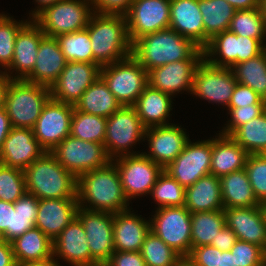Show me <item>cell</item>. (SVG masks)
<instances>
[{
    "label": "cell",
    "instance_id": "obj_20",
    "mask_svg": "<svg viewBox=\"0 0 266 266\" xmlns=\"http://www.w3.org/2000/svg\"><path fill=\"white\" fill-rule=\"evenodd\" d=\"M45 152L32 129L12 127L0 150V163L25 170Z\"/></svg>",
    "mask_w": 266,
    "mask_h": 266
},
{
    "label": "cell",
    "instance_id": "obj_8",
    "mask_svg": "<svg viewBox=\"0 0 266 266\" xmlns=\"http://www.w3.org/2000/svg\"><path fill=\"white\" fill-rule=\"evenodd\" d=\"M145 130L136 109L133 106H122L107 118L104 146L107 155L112 159L131 154L142 153L132 150L134 145L145 141Z\"/></svg>",
    "mask_w": 266,
    "mask_h": 266
},
{
    "label": "cell",
    "instance_id": "obj_48",
    "mask_svg": "<svg viewBox=\"0 0 266 266\" xmlns=\"http://www.w3.org/2000/svg\"><path fill=\"white\" fill-rule=\"evenodd\" d=\"M226 109L229 110L227 114L230 115L231 119L226 121L227 123L219 133L230 136L240 126L262 115L266 111V104H252L245 107Z\"/></svg>",
    "mask_w": 266,
    "mask_h": 266
},
{
    "label": "cell",
    "instance_id": "obj_24",
    "mask_svg": "<svg viewBox=\"0 0 266 266\" xmlns=\"http://www.w3.org/2000/svg\"><path fill=\"white\" fill-rule=\"evenodd\" d=\"M53 257L66 261L70 266H91L89 244L77 217L53 240Z\"/></svg>",
    "mask_w": 266,
    "mask_h": 266
},
{
    "label": "cell",
    "instance_id": "obj_60",
    "mask_svg": "<svg viewBox=\"0 0 266 266\" xmlns=\"http://www.w3.org/2000/svg\"><path fill=\"white\" fill-rule=\"evenodd\" d=\"M37 4V7L34 11L31 10L29 13L30 19H34L40 12H42L46 7H49L61 0H34Z\"/></svg>",
    "mask_w": 266,
    "mask_h": 266
},
{
    "label": "cell",
    "instance_id": "obj_68",
    "mask_svg": "<svg viewBox=\"0 0 266 266\" xmlns=\"http://www.w3.org/2000/svg\"><path fill=\"white\" fill-rule=\"evenodd\" d=\"M264 52L266 53V44L264 45Z\"/></svg>",
    "mask_w": 266,
    "mask_h": 266
},
{
    "label": "cell",
    "instance_id": "obj_15",
    "mask_svg": "<svg viewBox=\"0 0 266 266\" xmlns=\"http://www.w3.org/2000/svg\"><path fill=\"white\" fill-rule=\"evenodd\" d=\"M211 138L196 142L189 140L184 150L164 168V171L185 188L210 174Z\"/></svg>",
    "mask_w": 266,
    "mask_h": 266
},
{
    "label": "cell",
    "instance_id": "obj_2",
    "mask_svg": "<svg viewBox=\"0 0 266 266\" xmlns=\"http://www.w3.org/2000/svg\"><path fill=\"white\" fill-rule=\"evenodd\" d=\"M132 56L150 70L181 60H203V49L171 28L147 34L132 44Z\"/></svg>",
    "mask_w": 266,
    "mask_h": 266
},
{
    "label": "cell",
    "instance_id": "obj_36",
    "mask_svg": "<svg viewBox=\"0 0 266 266\" xmlns=\"http://www.w3.org/2000/svg\"><path fill=\"white\" fill-rule=\"evenodd\" d=\"M225 225L224 210L191 213L192 248L211 244Z\"/></svg>",
    "mask_w": 266,
    "mask_h": 266
},
{
    "label": "cell",
    "instance_id": "obj_57",
    "mask_svg": "<svg viewBox=\"0 0 266 266\" xmlns=\"http://www.w3.org/2000/svg\"><path fill=\"white\" fill-rule=\"evenodd\" d=\"M11 129L12 125L5 108L0 109V150Z\"/></svg>",
    "mask_w": 266,
    "mask_h": 266
},
{
    "label": "cell",
    "instance_id": "obj_29",
    "mask_svg": "<svg viewBox=\"0 0 266 266\" xmlns=\"http://www.w3.org/2000/svg\"><path fill=\"white\" fill-rule=\"evenodd\" d=\"M249 154L231 137L216 133L212 138L210 174L221 177L245 168Z\"/></svg>",
    "mask_w": 266,
    "mask_h": 266
},
{
    "label": "cell",
    "instance_id": "obj_9",
    "mask_svg": "<svg viewBox=\"0 0 266 266\" xmlns=\"http://www.w3.org/2000/svg\"><path fill=\"white\" fill-rule=\"evenodd\" d=\"M55 159L76 179L111 161L104 144L67 136L51 152Z\"/></svg>",
    "mask_w": 266,
    "mask_h": 266
},
{
    "label": "cell",
    "instance_id": "obj_17",
    "mask_svg": "<svg viewBox=\"0 0 266 266\" xmlns=\"http://www.w3.org/2000/svg\"><path fill=\"white\" fill-rule=\"evenodd\" d=\"M125 16L128 37L133 44L147 34L169 28L170 0H133Z\"/></svg>",
    "mask_w": 266,
    "mask_h": 266
},
{
    "label": "cell",
    "instance_id": "obj_42",
    "mask_svg": "<svg viewBox=\"0 0 266 266\" xmlns=\"http://www.w3.org/2000/svg\"><path fill=\"white\" fill-rule=\"evenodd\" d=\"M186 188L180 185L164 170L159 175L151 190V197L156 202L157 209L185 205Z\"/></svg>",
    "mask_w": 266,
    "mask_h": 266
},
{
    "label": "cell",
    "instance_id": "obj_5",
    "mask_svg": "<svg viewBox=\"0 0 266 266\" xmlns=\"http://www.w3.org/2000/svg\"><path fill=\"white\" fill-rule=\"evenodd\" d=\"M50 97V88L46 86L12 79L5 102L12 127L32 129Z\"/></svg>",
    "mask_w": 266,
    "mask_h": 266
},
{
    "label": "cell",
    "instance_id": "obj_7",
    "mask_svg": "<svg viewBox=\"0 0 266 266\" xmlns=\"http://www.w3.org/2000/svg\"><path fill=\"white\" fill-rule=\"evenodd\" d=\"M100 76L122 106H133L148 85V72L132 55L101 66Z\"/></svg>",
    "mask_w": 266,
    "mask_h": 266
},
{
    "label": "cell",
    "instance_id": "obj_39",
    "mask_svg": "<svg viewBox=\"0 0 266 266\" xmlns=\"http://www.w3.org/2000/svg\"><path fill=\"white\" fill-rule=\"evenodd\" d=\"M236 35L257 39L266 44V21L261 8L236 10L228 29Z\"/></svg>",
    "mask_w": 266,
    "mask_h": 266
},
{
    "label": "cell",
    "instance_id": "obj_67",
    "mask_svg": "<svg viewBox=\"0 0 266 266\" xmlns=\"http://www.w3.org/2000/svg\"><path fill=\"white\" fill-rule=\"evenodd\" d=\"M263 208H264L265 215H266V202L263 204Z\"/></svg>",
    "mask_w": 266,
    "mask_h": 266
},
{
    "label": "cell",
    "instance_id": "obj_43",
    "mask_svg": "<svg viewBox=\"0 0 266 266\" xmlns=\"http://www.w3.org/2000/svg\"><path fill=\"white\" fill-rule=\"evenodd\" d=\"M140 253L146 266H174L181 257L152 231L145 237Z\"/></svg>",
    "mask_w": 266,
    "mask_h": 266
},
{
    "label": "cell",
    "instance_id": "obj_47",
    "mask_svg": "<svg viewBox=\"0 0 266 266\" xmlns=\"http://www.w3.org/2000/svg\"><path fill=\"white\" fill-rule=\"evenodd\" d=\"M245 171L257 200L266 202V154H249Z\"/></svg>",
    "mask_w": 266,
    "mask_h": 266
},
{
    "label": "cell",
    "instance_id": "obj_18",
    "mask_svg": "<svg viewBox=\"0 0 266 266\" xmlns=\"http://www.w3.org/2000/svg\"><path fill=\"white\" fill-rule=\"evenodd\" d=\"M100 71L99 64L67 62L57 81L50 87L51 98L75 105L81 95L98 79Z\"/></svg>",
    "mask_w": 266,
    "mask_h": 266
},
{
    "label": "cell",
    "instance_id": "obj_45",
    "mask_svg": "<svg viewBox=\"0 0 266 266\" xmlns=\"http://www.w3.org/2000/svg\"><path fill=\"white\" fill-rule=\"evenodd\" d=\"M25 193L24 170L0 163V200L15 203Z\"/></svg>",
    "mask_w": 266,
    "mask_h": 266
},
{
    "label": "cell",
    "instance_id": "obj_25",
    "mask_svg": "<svg viewBox=\"0 0 266 266\" xmlns=\"http://www.w3.org/2000/svg\"><path fill=\"white\" fill-rule=\"evenodd\" d=\"M67 60L55 37L44 36L39 44L32 72L25 81L50 88L65 68Z\"/></svg>",
    "mask_w": 266,
    "mask_h": 266
},
{
    "label": "cell",
    "instance_id": "obj_41",
    "mask_svg": "<svg viewBox=\"0 0 266 266\" xmlns=\"http://www.w3.org/2000/svg\"><path fill=\"white\" fill-rule=\"evenodd\" d=\"M67 62L93 63L91 40L86 29L56 37Z\"/></svg>",
    "mask_w": 266,
    "mask_h": 266
},
{
    "label": "cell",
    "instance_id": "obj_49",
    "mask_svg": "<svg viewBox=\"0 0 266 266\" xmlns=\"http://www.w3.org/2000/svg\"><path fill=\"white\" fill-rule=\"evenodd\" d=\"M234 255L235 266H262L265 261V250L253 243L237 240L230 249Z\"/></svg>",
    "mask_w": 266,
    "mask_h": 266
},
{
    "label": "cell",
    "instance_id": "obj_54",
    "mask_svg": "<svg viewBox=\"0 0 266 266\" xmlns=\"http://www.w3.org/2000/svg\"><path fill=\"white\" fill-rule=\"evenodd\" d=\"M12 211L14 203L0 200V230L8 242L12 241Z\"/></svg>",
    "mask_w": 266,
    "mask_h": 266
},
{
    "label": "cell",
    "instance_id": "obj_44",
    "mask_svg": "<svg viewBox=\"0 0 266 266\" xmlns=\"http://www.w3.org/2000/svg\"><path fill=\"white\" fill-rule=\"evenodd\" d=\"M38 202L33 194L26 192L14 203L12 211V240L35 227Z\"/></svg>",
    "mask_w": 266,
    "mask_h": 266
},
{
    "label": "cell",
    "instance_id": "obj_52",
    "mask_svg": "<svg viewBox=\"0 0 266 266\" xmlns=\"http://www.w3.org/2000/svg\"><path fill=\"white\" fill-rule=\"evenodd\" d=\"M196 266H217L218 248L202 245L191 248L187 256Z\"/></svg>",
    "mask_w": 266,
    "mask_h": 266
},
{
    "label": "cell",
    "instance_id": "obj_16",
    "mask_svg": "<svg viewBox=\"0 0 266 266\" xmlns=\"http://www.w3.org/2000/svg\"><path fill=\"white\" fill-rule=\"evenodd\" d=\"M74 105L62 103L51 97L43 106L41 115L32 128L40 146L51 152L71 132Z\"/></svg>",
    "mask_w": 266,
    "mask_h": 266
},
{
    "label": "cell",
    "instance_id": "obj_22",
    "mask_svg": "<svg viewBox=\"0 0 266 266\" xmlns=\"http://www.w3.org/2000/svg\"><path fill=\"white\" fill-rule=\"evenodd\" d=\"M226 226L237 239L266 249V215L263 205L224 209Z\"/></svg>",
    "mask_w": 266,
    "mask_h": 266
},
{
    "label": "cell",
    "instance_id": "obj_35",
    "mask_svg": "<svg viewBox=\"0 0 266 266\" xmlns=\"http://www.w3.org/2000/svg\"><path fill=\"white\" fill-rule=\"evenodd\" d=\"M205 30V47L217 34L227 31L235 9L225 0H199Z\"/></svg>",
    "mask_w": 266,
    "mask_h": 266
},
{
    "label": "cell",
    "instance_id": "obj_31",
    "mask_svg": "<svg viewBox=\"0 0 266 266\" xmlns=\"http://www.w3.org/2000/svg\"><path fill=\"white\" fill-rule=\"evenodd\" d=\"M185 208L190 213L224 210L220 177L208 174L186 188Z\"/></svg>",
    "mask_w": 266,
    "mask_h": 266
},
{
    "label": "cell",
    "instance_id": "obj_61",
    "mask_svg": "<svg viewBox=\"0 0 266 266\" xmlns=\"http://www.w3.org/2000/svg\"><path fill=\"white\" fill-rule=\"evenodd\" d=\"M58 262L59 261L52 256L51 258L43 261L28 262L21 266H63Z\"/></svg>",
    "mask_w": 266,
    "mask_h": 266
},
{
    "label": "cell",
    "instance_id": "obj_23",
    "mask_svg": "<svg viewBox=\"0 0 266 266\" xmlns=\"http://www.w3.org/2000/svg\"><path fill=\"white\" fill-rule=\"evenodd\" d=\"M44 36L40 26L33 19H29L19 30L15 39L13 60L8 67L11 79H25L32 72L38 47Z\"/></svg>",
    "mask_w": 266,
    "mask_h": 266
},
{
    "label": "cell",
    "instance_id": "obj_19",
    "mask_svg": "<svg viewBox=\"0 0 266 266\" xmlns=\"http://www.w3.org/2000/svg\"><path fill=\"white\" fill-rule=\"evenodd\" d=\"M178 124L150 127L145 130L148 152H143L154 163L165 168L184 150L190 140L185 129Z\"/></svg>",
    "mask_w": 266,
    "mask_h": 266
},
{
    "label": "cell",
    "instance_id": "obj_33",
    "mask_svg": "<svg viewBox=\"0 0 266 266\" xmlns=\"http://www.w3.org/2000/svg\"><path fill=\"white\" fill-rule=\"evenodd\" d=\"M220 183L224 209L263 205L257 200L245 169L221 176Z\"/></svg>",
    "mask_w": 266,
    "mask_h": 266
},
{
    "label": "cell",
    "instance_id": "obj_64",
    "mask_svg": "<svg viewBox=\"0 0 266 266\" xmlns=\"http://www.w3.org/2000/svg\"><path fill=\"white\" fill-rule=\"evenodd\" d=\"M174 266H196L187 256H181Z\"/></svg>",
    "mask_w": 266,
    "mask_h": 266
},
{
    "label": "cell",
    "instance_id": "obj_58",
    "mask_svg": "<svg viewBox=\"0 0 266 266\" xmlns=\"http://www.w3.org/2000/svg\"><path fill=\"white\" fill-rule=\"evenodd\" d=\"M231 6L234 7L235 10H248L260 8L261 0H225Z\"/></svg>",
    "mask_w": 266,
    "mask_h": 266
},
{
    "label": "cell",
    "instance_id": "obj_65",
    "mask_svg": "<svg viewBox=\"0 0 266 266\" xmlns=\"http://www.w3.org/2000/svg\"><path fill=\"white\" fill-rule=\"evenodd\" d=\"M261 11L263 12L265 16V21H266V0H261V5H260Z\"/></svg>",
    "mask_w": 266,
    "mask_h": 266
},
{
    "label": "cell",
    "instance_id": "obj_1",
    "mask_svg": "<svg viewBox=\"0 0 266 266\" xmlns=\"http://www.w3.org/2000/svg\"><path fill=\"white\" fill-rule=\"evenodd\" d=\"M76 197L79 207L91 211L116 214L130 209L120 174L112 160L77 178Z\"/></svg>",
    "mask_w": 266,
    "mask_h": 266
},
{
    "label": "cell",
    "instance_id": "obj_4",
    "mask_svg": "<svg viewBox=\"0 0 266 266\" xmlns=\"http://www.w3.org/2000/svg\"><path fill=\"white\" fill-rule=\"evenodd\" d=\"M26 192L37 199H77V179L50 152L24 170Z\"/></svg>",
    "mask_w": 266,
    "mask_h": 266
},
{
    "label": "cell",
    "instance_id": "obj_50",
    "mask_svg": "<svg viewBox=\"0 0 266 266\" xmlns=\"http://www.w3.org/2000/svg\"><path fill=\"white\" fill-rule=\"evenodd\" d=\"M252 104H266L250 87L237 83L227 108H239Z\"/></svg>",
    "mask_w": 266,
    "mask_h": 266
},
{
    "label": "cell",
    "instance_id": "obj_53",
    "mask_svg": "<svg viewBox=\"0 0 266 266\" xmlns=\"http://www.w3.org/2000/svg\"><path fill=\"white\" fill-rule=\"evenodd\" d=\"M104 266H146L140 252L115 251Z\"/></svg>",
    "mask_w": 266,
    "mask_h": 266
},
{
    "label": "cell",
    "instance_id": "obj_6",
    "mask_svg": "<svg viewBox=\"0 0 266 266\" xmlns=\"http://www.w3.org/2000/svg\"><path fill=\"white\" fill-rule=\"evenodd\" d=\"M93 14L91 0H61L46 7L33 20L45 36L56 38L86 29Z\"/></svg>",
    "mask_w": 266,
    "mask_h": 266
},
{
    "label": "cell",
    "instance_id": "obj_51",
    "mask_svg": "<svg viewBox=\"0 0 266 266\" xmlns=\"http://www.w3.org/2000/svg\"><path fill=\"white\" fill-rule=\"evenodd\" d=\"M133 0H91L94 13L126 15Z\"/></svg>",
    "mask_w": 266,
    "mask_h": 266
},
{
    "label": "cell",
    "instance_id": "obj_40",
    "mask_svg": "<svg viewBox=\"0 0 266 266\" xmlns=\"http://www.w3.org/2000/svg\"><path fill=\"white\" fill-rule=\"evenodd\" d=\"M106 125L107 118L86 114L74 108L70 135L84 141L103 144Z\"/></svg>",
    "mask_w": 266,
    "mask_h": 266
},
{
    "label": "cell",
    "instance_id": "obj_30",
    "mask_svg": "<svg viewBox=\"0 0 266 266\" xmlns=\"http://www.w3.org/2000/svg\"><path fill=\"white\" fill-rule=\"evenodd\" d=\"M173 97L147 85L133 107L147 129L172 124L169 117L173 107Z\"/></svg>",
    "mask_w": 266,
    "mask_h": 266
},
{
    "label": "cell",
    "instance_id": "obj_55",
    "mask_svg": "<svg viewBox=\"0 0 266 266\" xmlns=\"http://www.w3.org/2000/svg\"><path fill=\"white\" fill-rule=\"evenodd\" d=\"M237 240L236 234L231 228L225 225L222 230L218 232L217 236L213 238L210 245L220 249L221 251H230Z\"/></svg>",
    "mask_w": 266,
    "mask_h": 266
},
{
    "label": "cell",
    "instance_id": "obj_13",
    "mask_svg": "<svg viewBox=\"0 0 266 266\" xmlns=\"http://www.w3.org/2000/svg\"><path fill=\"white\" fill-rule=\"evenodd\" d=\"M236 84L232 68L213 66L203 58L196 67L191 94L209 103L228 107Z\"/></svg>",
    "mask_w": 266,
    "mask_h": 266
},
{
    "label": "cell",
    "instance_id": "obj_37",
    "mask_svg": "<svg viewBox=\"0 0 266 266\" xmlns=\"http://www.w3.org/2000/svg\"><path fill=\"white\" fill-rule=\"evenodd\" d=\"M236 81L250 87L266 101V53L236 64L232 68Z\"/></svg>",
    "mask_w": 266,
    "mask_h": 266
},
{
    "label": "cell",
    "instance_id": "obj_10",
    "mask_svg": "<svg viewBox=\"0 0 266 266\" xmlns=\"http://www.w3.org/2000/svg\"><path fill=\"white\" fill-rule=\"evenodd\" d=\"M264 46L254 38L236 35L229 30L215 35L203 49V58L216 67L233 68L236 64L257 57Z\"/></svg>",
    "mask_w": 266,
    "mask_h": 266
},
{
    "label": "cell",
    "instance_id": "obj_66",
    "mask_svg": "<svg viewBox=\"0 0 266 266\" xmlns=\"http://www.w3.org/2000/svg\"><path fill=\"white\" fill-rule=\"evenodd\" d=\"M6 242L3 232L0 230V243Z\"/></svg>",
    "mask_w": 266,
    "mask_h": 266
},
{
    "label": "cell",
    "instance_id": "obj_11",
    "mask_svg": "<svg viewBox=\"0 0 266 266\" xmlns=\"http://www.w3.org/2000/svg\"><path fill=\"white\" fill-rule=\"evenodd\" d=\"M149 218L150 231L180 256H188L191 244V213L185 206L162 207Z\"/></svg>",
    "mask_w": 266,
    "mask_h": 266
},
{
    "label": "cell",
    "instance_id": "obj_34",
    "mask_svg": "<svg viewBox=\"0 0 266 266\" xmlns=\"http://www.w3.org/2000/svg\"><path fill=\"white\" fill-rule=\"evenodd\" d=\"M121 107L101 76L89 86L74 105L75 109L83 113L104 118L110 117Z\"/></svg>",
    "mask_w": 266,
    "mask_h": 266
},
{
    "label": "cell",
    "instance_id": "obj_62",
    "mask_svg": "<svg viewBox=\"0 0 266 266\" xmlns=\"http://www.w3.org/2000/svg\"><path fill=\"white\" fill-rule=\"evenodd\" d=\"M10 83H0V109L5 108L6 95Z\"/></svg>",
    "mask_w": 266,
    "mask_h": 266
},
{
    "label": "cell",
    "instance_id": "obj_59",
    "mask_svg": "<svg viewBox=\"0 0 266 266\" xmlns=\"http://www.w3.org/2000/svg\"><path fill=\"white\" fill-rule=\"evenodd\" d=\"M217 266H235L234 255L231 251H221L218 249Z\"/></svg>",
    "mask_w": 266,
    "mask_h": 266
},
{
    "label": "cell",
    "instance_id": "obj_27",
    "mask_svg": "<svg viewBox=\"0 0 266 266\" xmlns=\"http://www.w3.org/2000/svg\"><path fill=\"white\" fill-rule=\"evenodd\" d=\"M202 18L199 0H170L169 28L190 39L200 49L205 48Z\"/></svg>",
    "mask_w": 266,
    "mask_h": 266
},
{
    "label": "cell",
    "instance_id": "obj_46",
    "mask_svg": "<svg viewBox=\"0 0 266 266\" xmlns=\"http://www.w3.org/2000/svg\"><path fill=\"white\" fill-rule=\"evenodd\" d=\"M29 20H15L13 16L0 13V62L7 68L11 65L14 54V44L19 30Z\"/></svg>",
    "mask_w": 266,
    "mask_h": 266
},
{
    "label": "cell",
    "instance_id": "obj_56",
    "mask_svg": "<svg viewBox=\"0 0 266 266\" xmlns=\"http://www.w3.org/2000/svg\"><path fill=\"white\" fill-rule=\"evenodd\" d=\"M0 266H17L11 242L0 243Z\"/></svg>",
    "mask_w": 266,
    "mask_h": 266
},
{
    "label": "cell",
    "instance_id": "obj_21",
    "mask_svg": "<svg viewBox=\"0 0 266 266\" xmlns=\"http://www.w3.org/2000/svg\"><path fill=\"white\" fill-rule=\"evenodd\" d=\"M201 61L181 60L154 68L148 72V85L173 98L184 91L191 94L193 76Z\"/></svg>",
    "mask_w": 266,
    "mask_h": 266
},
{
    "label": "cell",
    "instance_id": "obj_12",
    "mask_svg": "<svg viewBox=\"0 0 266 266\" xmlns=\"http://www.w3.org/2000/svg\"><path fill=\"white\" fill-rule=\"evenodd\" d=\"M121 177L124 194L128 201L150 195L164 168L154 163L143 152L123 155L112 159Z\"/></svg>",
    "mask_w": 266,
    "mask_h": 266
},
{
    "label": "cell",
    "instance_id": "obj_32",
    "mask_svg": "<svg viewBox=\"0 0 266 266\" xmlns=\"http://www.w3.org/2000/svg\"><path fill=\"white\" fill-rule=\"evenodd\" d=\"M11 244L18 266L43 261L53 256V241L37 227L16 237Z\"/></svg>",
    "mask_w": 266,
    "mask_h": 266
},
{
    "label": "cell",
    "instance_id": "obj_26",
    "mask_svg": "<svg viewBox=\"0 0 266 266\" xmlns=\"http://www.w3.org/2000/svg\"><path fill=\"white\" fill-rule=\"evenodd\" d=\"M77 199H39L35 227L52 241L77 216Z\"/></svg>",
    "mask_w": 266,
    "mask_h": 266
},
{
    "label": "cell",
    "instance_id": "obj_14",
    "mask_svg": "<svg viewBox=\"0 0 266 266\" xmlns=\"http://www.w3.org/2000/svg\"><path fill=\"white\" fill-rule=\"evenodd\" d=\"M82 223L91 252V266H104L115 252L113 214L79 207L76 216Z\"/></svg>",
    "mask_w": 266,
    "mask_h": 266
},
{
    "label": "cell",
    "instance_id": "obj_3",
    "mask_svg": "<svg viewBox=\"0 0 266 266\" xmlns=\"http://www.w3.org/2000/svg\"><path fill=\"white\" fill-rule=\"evenodd\" d=\"M86 30L91 40L93 63L104 66L132 55L125 15L94 13Z\"/></svg>",
    "mask_w": 266,
    "mask_h": 266
},
{
    "label": "cell",
    "instance_id": "obj_63",
    "mask_svg": "<svg viewBox=\"0 0 266 266\" xmlns=\"http://www.w3.org/2000/svg\"><path fill=\"white\" fill-rule=\"evenodd\" d=\"M0 67L2 68V70H4L1 71L0 68V83H10L12 79L10 78L7 66L0 62Z\"/></svg>",
    "mask_w": 266,
    "mask_h": 266
},
{
    "label": "cell",
    "instance_id": "obj_28",
    "mask_svg": "<svg viewBox=\"0 0 266 266\" xmlns=\"http://www.w3.org/2000/svg\"><path fill=\"white\" fill-rule=\"evenodd\" d=\"M131 209L113 214V240L115 251L140 252L150 232V220L136 215Z\"/></svg>",
    "mask_w": 266,
    "mask_h": 266
},
{
    "label": "cell",
    "instance_id": "obj_38",
    "mask_svg": "<svg viewBox=\"0 0 266 266\" xmlns=\"http://www.w3.org/2000/svg\"><path fill=\"white\" fill-rule=\"evenodd\" d=\"M248 154H266V111L230 135Z\"/></svg>",
    "mask_w": 266,
    "mask_h": 266
}]
</instances>
